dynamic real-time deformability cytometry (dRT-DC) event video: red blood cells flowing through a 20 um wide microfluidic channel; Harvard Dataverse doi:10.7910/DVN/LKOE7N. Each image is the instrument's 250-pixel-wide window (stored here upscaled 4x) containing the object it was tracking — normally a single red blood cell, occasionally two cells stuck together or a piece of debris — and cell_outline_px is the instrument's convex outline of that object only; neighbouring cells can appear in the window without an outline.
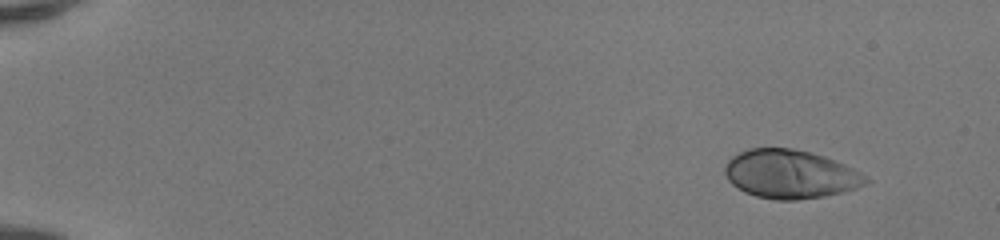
{"species": "human", "species_latin": "Homo sapiens", "temperature_condition": "room temperature", "stored_images_in_passage": 47, "camera_frame_rate_fps": 3000, "um_per_image_px": 0.085, "donor": {"sex": "female"}, "frame": {"image": 1, "passage_image": 1, "time_ms": 0.0, "image_size_px": [1000, 240], "cell_outline_px": [[872, 180], [856, 188], [824, 196], [796, 200], [776, 200], [756, 196], [744, 192], [732, 184], [728, 180], [724, 172], [724, 168], [728, 160], [732, 156], [748, 148], [792, 148], [824, 156], [844, 164], [860, 172]], "centroid_in_image_um": [67.15, 14.8], "position_along_channel_um": 17.8, "area_um2": 39.82}}
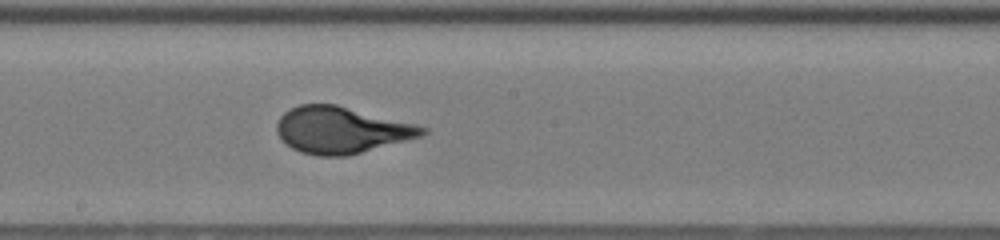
{"frame": {"image": 2, "passage_image": 26, "time_ms": 8.333, "image_size_px": [1000, 240], "cell_outline_px": [[428, 132], [420, 136], [348, 156], [316, 156], [300, 152], [292, 148], [276, 132], [276, 124], [280, 116], [284, 112], [300, 104], [336, 104], [416, 124], [428, 128]], "centroid_in_image_um": [28.99, 11.05], "position_along_channel_um": 219.2, "area_um2": 39.3}}
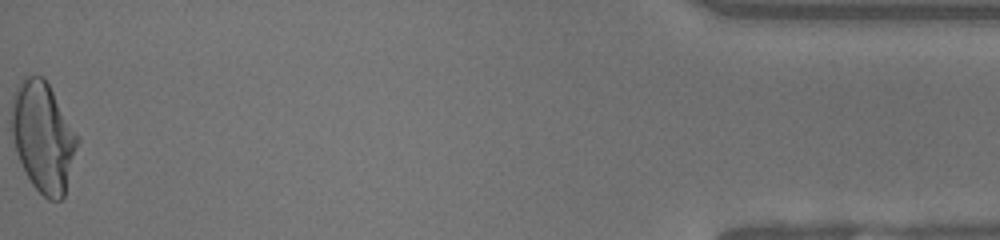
{"frame": {"image": 3, "passage_image": 47, "time_ms": 15.333, "image_size_px": [1000, 240], "cell_outline_px": [[80, 140], [64, 196], [60, 200], [48, 200], [32, 184], [16, 152], [12, 136], [12, 100], [16, 88], [24, 76], [44, 76], [80, 136]], "centroid_in_image_um": [3.7, 11.62], "position_along_channel_um": 431.5, "area_um2": 42.25}, "authors_computed_cell_mechanics": {"area_um2": 39.0728, "velocity_mm_per_s": 4.1842, "shape_relaxation_time_tau1_ms": 5.6429, "shape_relaxation_time_tau2_ms": null, "deformation_change_tau1": 0.2577, "deformation_change_tau2": null}}